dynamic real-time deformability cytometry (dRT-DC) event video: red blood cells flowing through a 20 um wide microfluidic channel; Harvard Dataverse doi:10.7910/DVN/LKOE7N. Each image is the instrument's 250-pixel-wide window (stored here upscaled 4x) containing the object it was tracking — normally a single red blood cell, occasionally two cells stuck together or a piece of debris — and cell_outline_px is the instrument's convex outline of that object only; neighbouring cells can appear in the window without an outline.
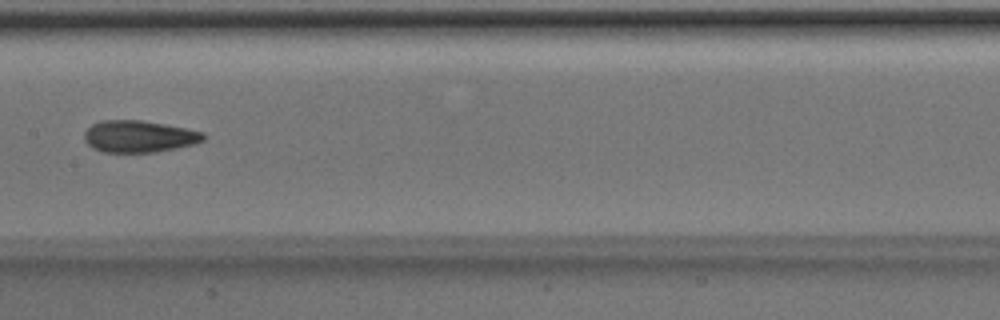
{"species": "Egyptian fruit bat (a non-hibernating species)", "species_latin": "Rousettus aegyptiacus", "temperature_condition": "room temperature", "stored_images_in_passage": 8, "camera_frame_rate_fps": 3000, "um_per_image_px": 0.085, "animal": {"sex": "male"}, "frame": {"image": 1, "passage_image": 7, "time_ms": 2.0, "image_size_px": [1000, 320], "cell_outline_px": [[208, 136], [204, 140], [196, 144], [156, 152], [100, 152], [92, 148], [84, 140], [84, 132], [92, 124], [100, 120], [140, 120], [164, 124], [204, 132]], "centroid_in_image_um": [11.82, 11.6], "position_along_channel_um": 195.6, "area_um2": 22.31}}
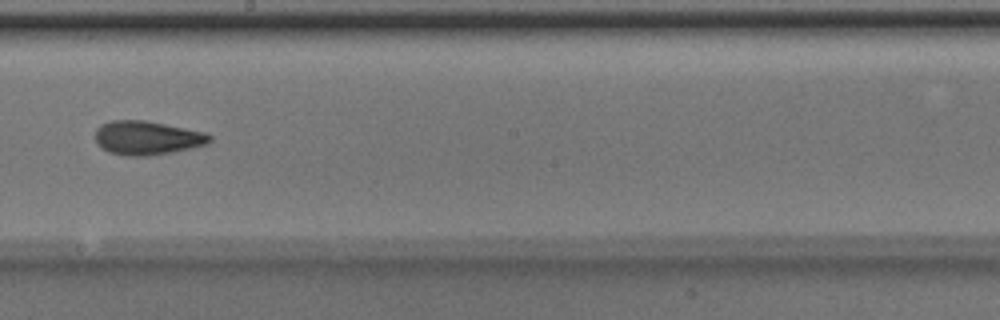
{"frame": {"image": 2, "passage_image": 8, "time_ms": 2.333, "image_size_px": [1000, 320], "cell_outline_px": [[212, 140], [208, 144], [192, 148], [172, 152], [148, 156], [128, 156], [108, 152], [96, 140], [96, 128], [100, 124], [112, 120], [144, 120], [204, 132], [212, 136]], "centroid_in_image_um": [12.52, 11.72], "position_along_channel_um": 235.7, "area_um2": 22.48}}